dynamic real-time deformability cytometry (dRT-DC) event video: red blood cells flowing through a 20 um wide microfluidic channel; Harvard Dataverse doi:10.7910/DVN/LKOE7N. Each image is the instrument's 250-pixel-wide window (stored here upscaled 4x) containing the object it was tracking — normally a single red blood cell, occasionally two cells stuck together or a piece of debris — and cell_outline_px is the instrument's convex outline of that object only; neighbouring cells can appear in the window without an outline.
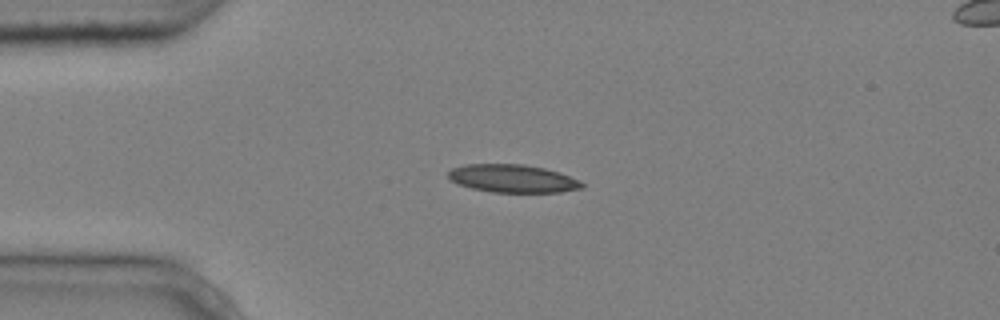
{"species": "common noctule bat (a hibernating species)", "species_latin": "Nyctalus noctula", "temperature_condition": "cold", "stored_images_in_passage": 3, "camera_frame_rate_fps": 3000, "um_per_image_px": 0.085, "animal": {"sex": "male", "body_mass_g": 20.4}, "frame": {"image": 1, "passage_image": 3, "time_ms": 0.667, "image_size_px": [1000, 320], "cell_outline_px": [[584, 188], [560, 192], [492, 192], [472, 188], [456, 184], [448, 176], [448, 172], [452, 168], [464, 164], [524, 164], [544, 168], [560, 172], [580, 180], [584, 184]], "centroid_in_image_um": [43.59, 15.17], "position_along_channel_um": 41.4, "area_um2": 21.91}}